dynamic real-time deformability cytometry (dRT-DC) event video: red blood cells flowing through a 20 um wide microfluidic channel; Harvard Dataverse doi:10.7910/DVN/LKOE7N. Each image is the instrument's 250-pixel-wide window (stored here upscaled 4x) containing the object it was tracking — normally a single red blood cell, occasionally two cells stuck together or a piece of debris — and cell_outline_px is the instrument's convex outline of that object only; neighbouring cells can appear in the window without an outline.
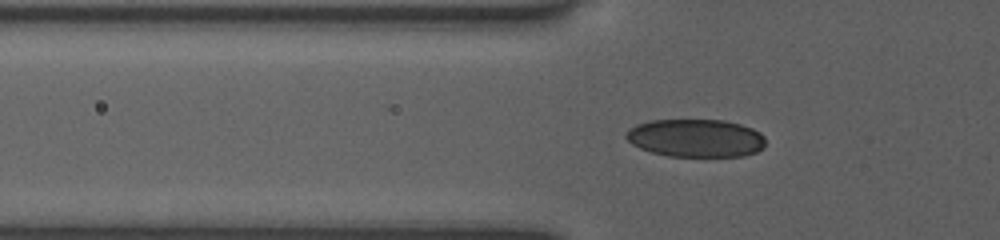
{"species": "human", "species_latin": "Homo sapiens", "temperature_condition": "room temperature", "stored_images_in_passage": 52, "camera_frame_rate_fps": 3000, "um_per_image_px": 0.085, "donor": {"sex": "female"}, "frame": {"image": 1, "passage_image": 19, "time_ms": 6.0, "image_size_px": [1000, 240], "cell_outline_px": [[764, 148], [756, 152], [744, 156], [668, 156], [652, 152], [640, 148], [632, 144], [624, 136], [628, 128], [636, 124], [652, 120], [724, 120], [740, 124], [752, 128], [760, 132], [764, 136]], "centroid_in_image_um": [59.14, 11.73], "position_along_channel_um": 66.7, "area_um2": 30.98}}
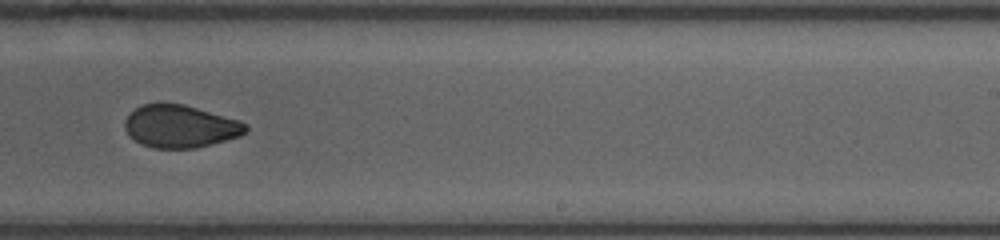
{"frame": {"image": 2, "passage_image": 35, "time_ms": 11.333, "image_size_px": [1000, 240], "cell_outline_px": [[248, 132], [240, 136], [196, 148], [152, 148], [140, 144], [124, 128], [124, 120], [136, 108], [144, 104], [184, 104], [240, 120], [248, 124]], "centroid_in_image_um": [15.36, 10.75], "position_along_channel_um": 273.6, "area_um2": 29.88}}
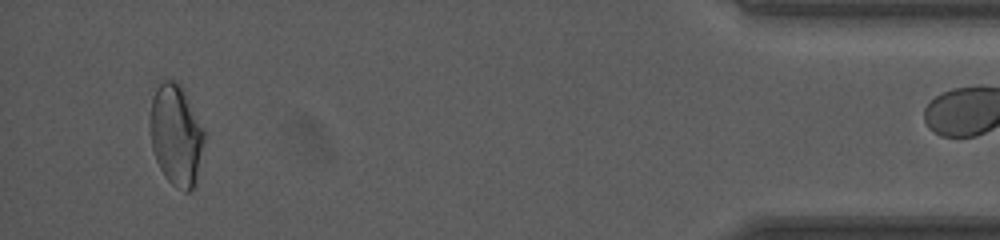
{"frame": {"image": 3, "passage_image": 51, "time_ms": 16.667, "image_size_px": [1000, 240], "cell_outline_px": [[204, 140], [196, 180], [192, 188], [188, 192], [184, 192], [176, 188], [164, 176], [156, 160], [152, 148], [148, 120], [152, 100], [156, 88], [164, 80], [176, 80], [184, 88], [204, 132]], "centroid_in_image_um": [14.94, 11.47], "position_along_channel_um": 420.3, "area_um2": 31.96}}